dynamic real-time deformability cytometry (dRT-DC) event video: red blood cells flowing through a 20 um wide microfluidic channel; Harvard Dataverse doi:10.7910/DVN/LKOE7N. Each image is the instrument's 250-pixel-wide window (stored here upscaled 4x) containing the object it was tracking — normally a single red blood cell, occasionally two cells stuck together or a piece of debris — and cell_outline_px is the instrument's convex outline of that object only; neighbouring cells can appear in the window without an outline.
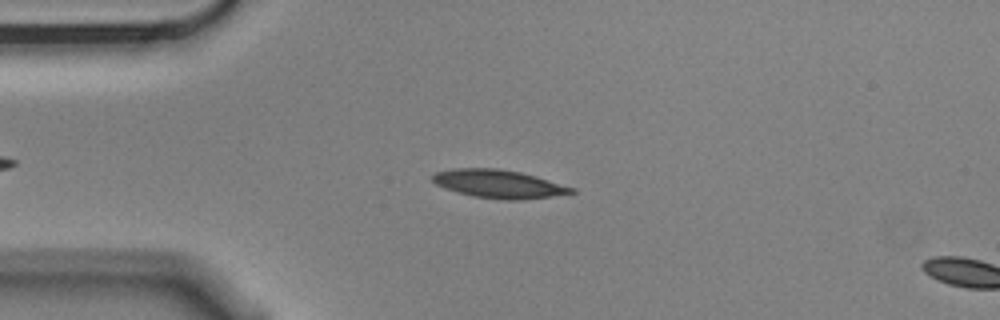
{"species": "Egyptian fruit bat (a non-hibernating species)", "species_latin": "Rousettus aegyptiacus", "temperature_condition": "cold", "stored_images_in_passage": 5, "camera_frame_rate_fps": 3000, "um_per_image_px": 0.085, "animal": {"sex": "male"}, "frame": {"image": 1, "passage_image": 4, "time_ms": 1.0, "image_size_px": [1000, 320], "cell_outline_px": [[576, 192], [552, 196], [520, 200], [504, 200], [472, 196], [436, 184], [432, 180], [432, 176], [436, 172], [452, 168], [496, 168], [520, 172], [536, 176], [576, 188]], "centroid_in_image_um": [42.43, 15.63], "position_along_channel_um": 42.6, "area_um2": 22.72}}